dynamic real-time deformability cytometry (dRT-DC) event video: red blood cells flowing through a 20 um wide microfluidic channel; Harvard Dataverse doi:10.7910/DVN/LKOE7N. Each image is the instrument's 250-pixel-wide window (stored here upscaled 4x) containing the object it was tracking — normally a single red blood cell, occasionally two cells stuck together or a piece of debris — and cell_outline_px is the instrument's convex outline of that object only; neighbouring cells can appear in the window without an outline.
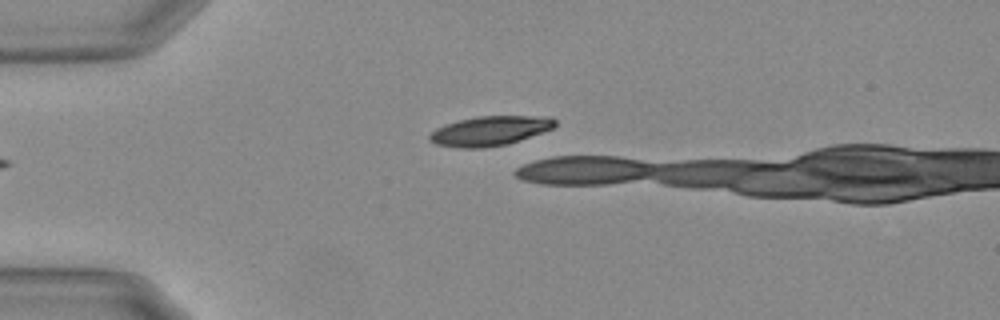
{"species": "Egyptian fruit bat (a non-hibernating species)", "species_latin": "Rousettus aegyptiacus", "temperature_condition": "warm", "stored_images_in_passage": 5, "camera_frame_rate_fps": 3000, "um_per_image_px": 0.085, "animal": {"sex": "female"}, "frame": {"image": 1, "passage_image": 1, "time_ms": 0.0, "image_size_px": [1000, 320], "cell_outline_px": [[556, 124], [552, 128], [508, 144], [484, 148], [460, 148], [436, 144], [428, 140], [428, 136], [436, 128], [444, 124], [476, 116], [552, 116], [556, 120]], "centroid_in_image_um": [41.62, 11.12], "position_along_channel_um": 43.4, "area_um2": 21.62}}